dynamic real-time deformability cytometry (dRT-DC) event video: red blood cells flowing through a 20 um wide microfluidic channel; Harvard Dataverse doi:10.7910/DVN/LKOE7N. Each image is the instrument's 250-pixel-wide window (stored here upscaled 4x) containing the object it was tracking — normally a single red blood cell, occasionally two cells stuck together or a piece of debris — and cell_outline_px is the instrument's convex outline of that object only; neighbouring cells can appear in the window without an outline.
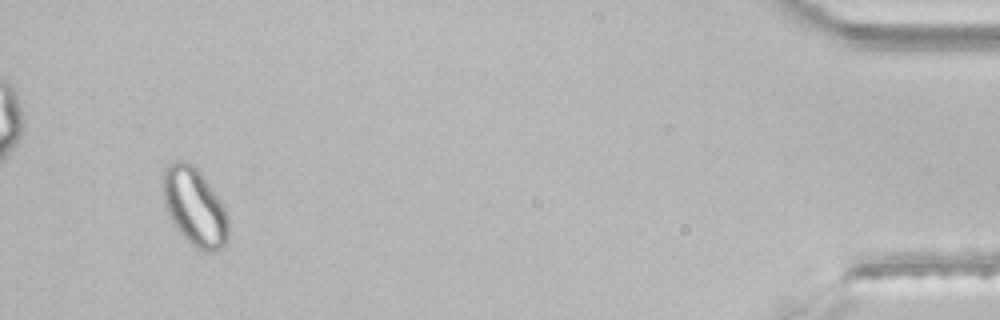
{"species": "common noctule bat (a hibernating species)", "species_latin": "Nyctalus noctula", "temperature_condition": "room temperature", "stored_images_in_passage": 42, "segment_of_instrument_passage": [2, 2], "camera_frame_rate_fps": 3000, "um_per_image_px": 0.085, "animal": {"sex": "male", "body_mass_g": 21.5, "forearm_length_mm": 52.0}, "frame": {"image": 1, "passage_image": 40, "time_ms": 13.0, "image_size_px": [1000, 320], "cell_outline_px": [[228, 240], [216, 252], [204, 252], [196, 248], [176, 228], [164, 204], [160, 184], [160, 180], [164, 168], [172, 160], [188, 160], [200, 172], [224, 204], [228, 216]], "centroid_in_image_um": [16.52, 17.53], "position_along_channel_um": 418.7, "area_um2": 30.29}}